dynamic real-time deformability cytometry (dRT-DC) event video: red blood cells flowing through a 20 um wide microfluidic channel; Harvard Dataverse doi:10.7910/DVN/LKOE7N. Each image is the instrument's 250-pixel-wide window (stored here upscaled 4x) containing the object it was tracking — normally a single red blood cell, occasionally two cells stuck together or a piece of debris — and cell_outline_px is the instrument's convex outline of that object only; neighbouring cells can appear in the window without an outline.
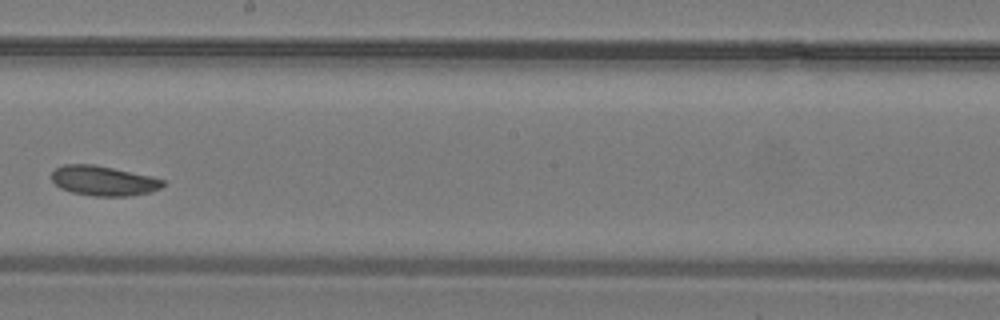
{"species": "common noctule bat (a hibernating species)", "species_latin": "Nyctalus noctula", "temperature_condition": "warm", "stored_images_in_passage": 19, "camera_frame_rate_fps": 3000, "um_per_image_px": 0.085, "animal": {"sex": "male", "body_mass_g": 19.2, "forearm_length_mm": 51.8}, "frame": {"image": 1, "passage_image": 14, "time_ms": 4.333, "image_size_px": [1000, 320], "cell_outline_px": [[164, 184], [160, 188], [152, 192], [132, 196], [92, 196], [72, 192], [60, 188], [52, 180], [52, 172], [56, 168], [64, 164], [96, 164], [152, 176], [164, 180]], "centroid_in_image_um": [8.82, 15.36], "position_along_channel_um": 239.4, "area_um2": 19.54}}
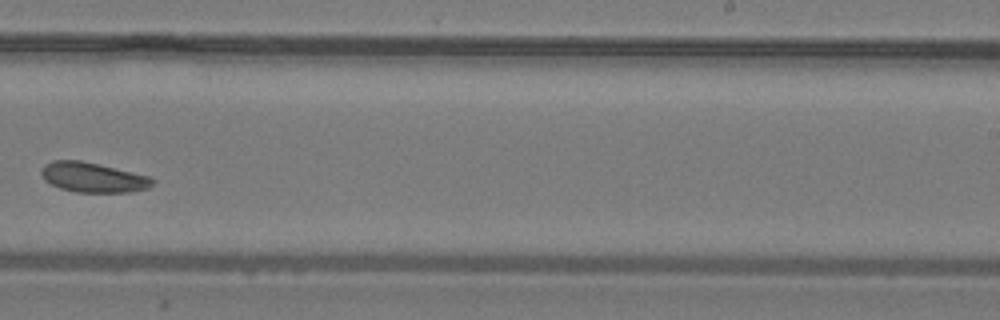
{"frame": {"image": 2, "passage_image": 16, "time_ms": 5.0, "image_size_px": [1000, 320], "cell_outline_px": [[156, 180], [148, 188], [132, 192], [76, 192], [60, 188], [44, 180], [40, 172], [44, 164], [52, 160], [80, 160], [152, 176]], "centroid_in_image_um": [7.92, 15.07], "position_along_channel_um": 281.1, "area_um2": 19.48}}